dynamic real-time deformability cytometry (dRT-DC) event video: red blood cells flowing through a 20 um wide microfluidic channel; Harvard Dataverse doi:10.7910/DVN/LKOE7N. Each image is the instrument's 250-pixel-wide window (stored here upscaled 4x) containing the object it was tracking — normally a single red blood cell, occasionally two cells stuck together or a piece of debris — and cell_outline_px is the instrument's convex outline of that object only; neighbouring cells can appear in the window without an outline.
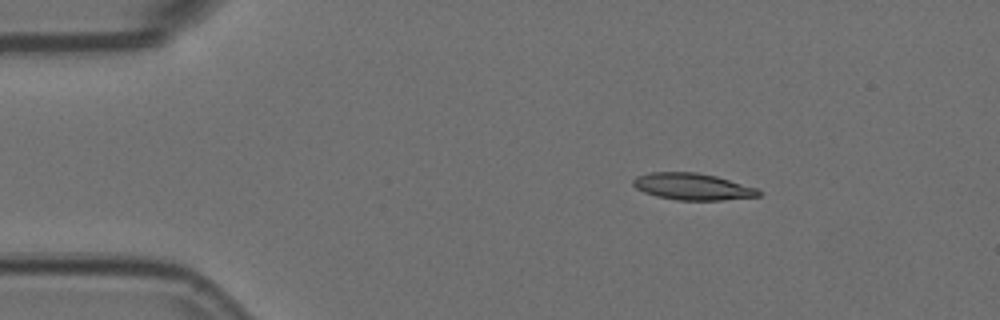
{"species": "Egyptian fruit bat (a non-hibernating species)", "species_latin": "Rousettus aegyptiacus", "temperature_condition": "room temperature", "stored_images_in_passage": 3, "camera_frame_rate_fps": 3000, "um_per_image_px": 0.085, "animal": {"sex": "female"}, "frame": {"image": 1, "passage_image": 2, "time_ms": 0.333, "image_size_px": [1000, 320], "cell_outline_px": [[760, 196], [724, 200], [676, 200], [656, 196], [644, 192], [636, 188], [632, 184], [632, 180], [636, 176], [652, 172], [696, 172], [716, 176], [756, 188], [760, 192]], "centroid_in_image_um": [58.83, 15.86], "position_along_channel_um": 26.2, "area_um2": 19.48}}